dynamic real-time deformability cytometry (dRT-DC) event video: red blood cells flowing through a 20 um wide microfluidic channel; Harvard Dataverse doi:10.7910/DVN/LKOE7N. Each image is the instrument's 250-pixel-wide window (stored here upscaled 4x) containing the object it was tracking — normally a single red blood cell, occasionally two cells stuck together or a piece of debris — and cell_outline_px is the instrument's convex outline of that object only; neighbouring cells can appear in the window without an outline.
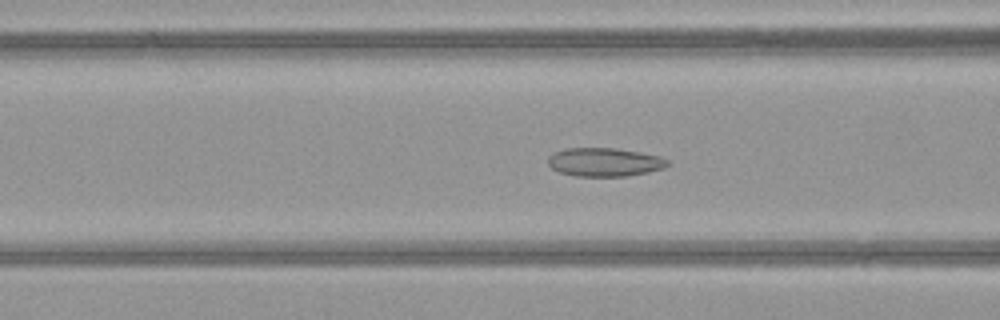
{"species": "common noctule bat (a hibernating species)", "species_latin": "Nyctalus noctula", "temperature_condition": "warm", "stored_images_in_passage": 49, "camera_frame_rate_fps": 3000, "um_per_image_px": 0.085, "animal": {"sex": "female", "body_mass_g": 21.9}, "frame": {"image": 1, "passage_image": 19, "time_ms": 6.0, "image_size_px": [1000, 320], "cell_outline_px": [[668, 164], [664, 168], [648, 172], [628, 176], [576, 176], [560, 172], [552, 168], [548, 164], [548, 156], [552, 152], [564, 148], [616, 148], [640, 152], [660, 156], [668, 160]], "centroid_in_image_um": [51.36, 13.77], "position_along_channel_um": 115.2, "area_um2": 20.0}}
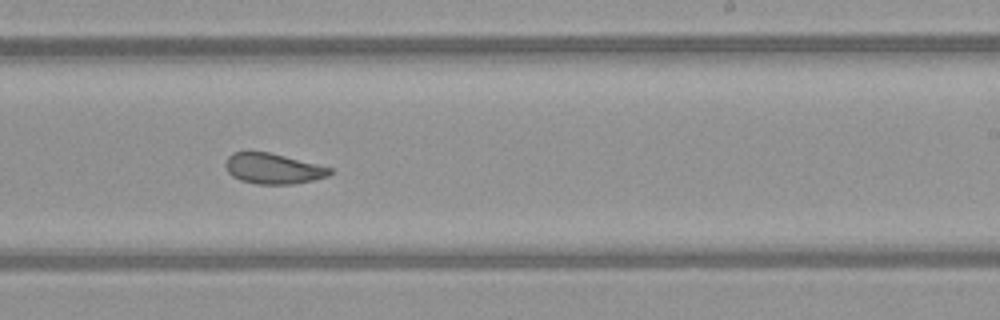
{"frame": {"image": 2, "passage_image": 30, "time_ms": 9.667, "image_size_px": [1000, 320], "cell_outline_px": [[336, 172], [328, 176], [312, 180], [292, 184], [256, 184], [240, 180], [232, 176], [228, 172], [224, 164], [228, 156], [232, 152], [268, 152], [332, 168]], "centroid_in_image_um": [23.21, 14.34], "position_along_channel_um": 265.8, "area_um2": 18.5}}
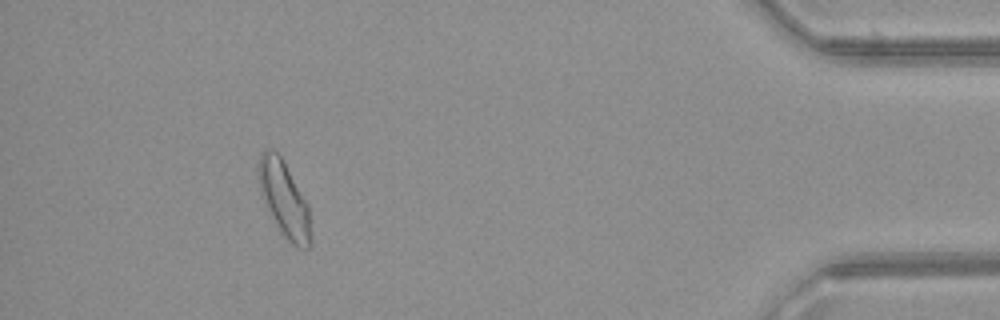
{"frame": {"image": 3, "passage_image": 45, "time_ms": 14.667, "image_size_px": [1000, 320], "cell_outline_px": [[312, 248], [300, 248], [292, 244], [284, 236], [268, 208], [260, 192], [256, 176], [256, 168], [260, 152], [264, 148], [272, 148], [280, 156], [308, 204], [312, 244]], "centroid_in_image_um": [24.13, 16.89], "position_along_channel_um": 411.1, "area_um2": 22.95}, "authors_computed_cell_mechanics": {"area_um2": 21.2126, "velocity_mm_per_s": 4.1059, "shape_relaxation_time_tau1_ms": 8.6711, "shape_relaxation_time_tau2_ms": 1.6044, "deformation_change_tau1": 0.142, "deformation_change_tau2": 0.0891}}